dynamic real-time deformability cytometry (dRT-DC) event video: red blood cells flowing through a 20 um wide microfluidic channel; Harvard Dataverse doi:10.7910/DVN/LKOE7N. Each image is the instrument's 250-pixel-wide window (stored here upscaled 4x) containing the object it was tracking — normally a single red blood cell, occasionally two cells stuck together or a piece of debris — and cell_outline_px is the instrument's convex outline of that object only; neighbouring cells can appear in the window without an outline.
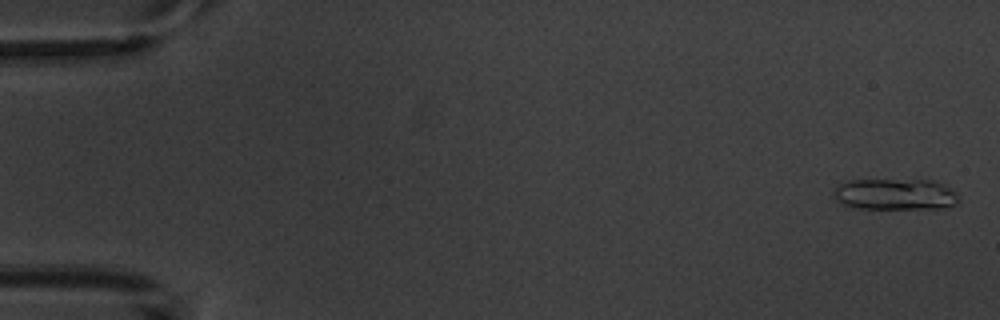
{"species": "common noctule bat (a hibernating species)", "species_latin": "Nyctalus noctula", "temperature_condition": "warm", "stored_images_in_passage": 5, "camera_frame_rate_fps": 3000, "um_per_image_px": 0.085, "animal": {"sex": "male", "body_mass_g": 20.1, "forearm_length_mm": 53.5}, "frame": {"image": 1, "passage_image": 1, "time_ms": 0.0, "image_size_px": [1000, 320], "cell_outline_px": [[960, 204], [940, 208], [860, 208], [844, 204], [836, 200], [832, 188], [848, 180], [932, 180], [944, 184], [956, 192], [960, 196]], "centroid_in_image_um": [76.14, 16.5], "position_along_channel_um": 8.9, "area_um2": 22.89}}